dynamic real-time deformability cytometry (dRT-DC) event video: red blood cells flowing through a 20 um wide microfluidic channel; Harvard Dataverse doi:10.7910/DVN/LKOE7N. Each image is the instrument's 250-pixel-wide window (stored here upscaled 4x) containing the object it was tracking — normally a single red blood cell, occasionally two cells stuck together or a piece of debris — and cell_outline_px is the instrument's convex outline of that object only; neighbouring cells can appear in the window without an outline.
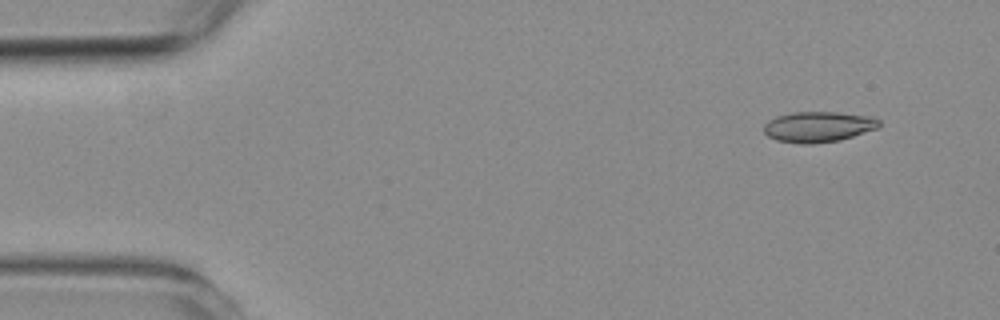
{"species": "common noctule bat (a hibernating species)", "species_latin": "Nyctalus noctula", "temperature_condition": "room temperature", "stored_images_in_passage": 49, "camera_frame_rate_fps": 3000, "um_per_image_px": 0.085, "animal": {"sex": "female", "body_mass_g": 19.3, "forearm_length_mm": 54.1}, "frame": {"image": 1, "passage_image": 1, "time_ms": 0.0, "image_size_px": [1000, 320], "cell_outline_px": [[880, 124], [876, 128], [840, 140], [812, 144], [800, 144], [776, 140], [768, 136], [764, 132], [764, 124], [768, 120], [776, 116], [792, 112], [836, 112], [872, 116], [880, 120]], "centroid_in_image_um": [69.52, 10.77], "position_along_channel_um": 15.5, "area_um2": 20.58}}
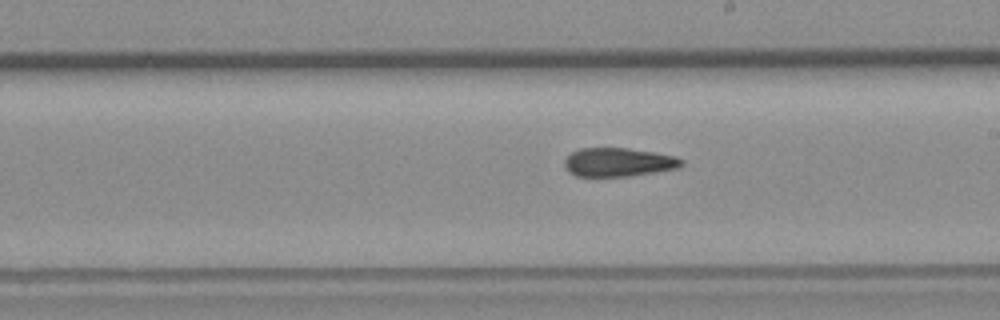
{"frame": {"image": 2, "passage_image": 28, "time_ms": 9.0, "image_size_px": [1000, 320], "cell_outline_px": [[684, 164], [680, 168], [628, 176], [576, 176], [568, 172], [564, 168], [564, 160], [572, 152], [580, 148], [628, 148], [676, 156], [684, 160]], "centroid_in_image_um": [52.57, 13.79], "position_along_channel_um": 236.4, "area_um2": 19.65}}
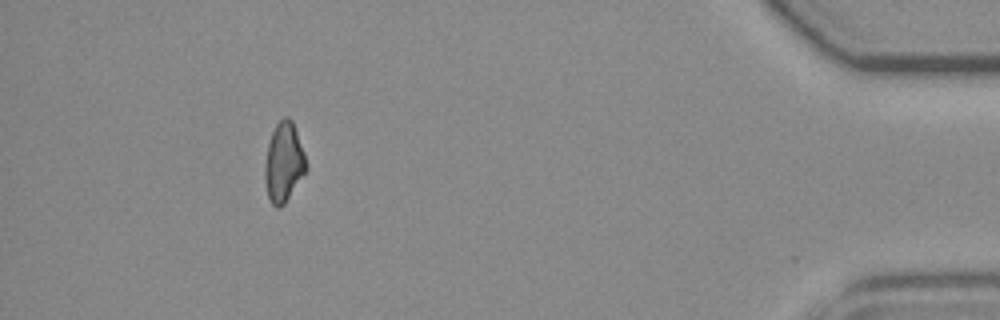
{"frame": {"image": 3, "passage_image": 48, "time_ms": 15.667, "image_size_px": [1000, 320], "cell_outline_px": [[308, 168], [284, 204], [280, 208], [276, 208], [272, 204], [268, 196], [264, 180], [264, 164], [268, 144], [272, 132], [276, 124], [284, 116], [288, 116], [292, 120], [304, 152], [308, 164]], "centroid_in_image_um": [24.11, 13.8], "position_along_channel_um": 411.1, "area_um2": 19.19}, "authors_computed_cell_mechanics": {"area_um2": 20.2878, "velocity_mm_per_s": 3.5931, "shape_relaxation_time_tau1_ms": null, "shape_relaxation_time_tau2_ms": 6.0029, "deformation_change_tau1": null, "deformation_change_tau2": 0.1355}}